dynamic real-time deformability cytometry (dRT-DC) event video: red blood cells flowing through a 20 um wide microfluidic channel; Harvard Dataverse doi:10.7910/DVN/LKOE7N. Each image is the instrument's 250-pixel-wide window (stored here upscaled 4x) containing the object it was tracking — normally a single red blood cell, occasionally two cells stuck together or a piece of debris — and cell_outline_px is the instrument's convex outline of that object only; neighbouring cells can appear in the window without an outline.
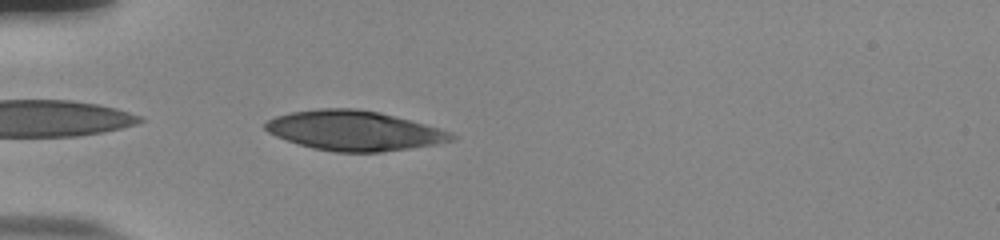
{"species": "human", "species_latin": "Homo sapiens", "temperature_condition": "room temperature", "stored_images_in_passage": 25, "camera_frame_rate_fps": 3000, "um_per_image_px": 0.085, "donor": {"sex": "male"}, "frame": {"image": 1, "passage_image": 1, "time_ms": 0.0, "image_size_px": [1000, 240], "cell_outline_px": [[456, 136], [452, 140], [436, 144], [380, 152], [332, 152], [312, 148], [276, 136], [268, 132], [264, 128], [264, 124], [268, 120], [276, 116], [292, 112], [320, 108], [356, 108], [380, 112], [424, 124], [452, 132]], "centroid_in_image_um": [30.09, 11.1], "position_along_channel_um": 54.9, "area_um2": 42.89}}
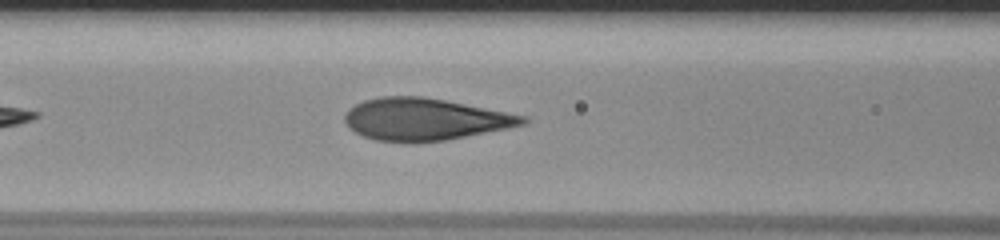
{"frame": {"image": 2, "passage_image": 8, "time_ms": 2.333, "image_size_px": [1000, 240], "cell_outline_px": [[532, 120], [524, 124], [508, 128], [444, 140], [412, 144], [408, 144], [376, 140], [364, 136], [348, 128], [344, 120], [344, 116], [348, 108], [364, 100], [380, 96], [424, 96], [528, 116]], "centroid_in_image_um": [36.09, 10.15], "position_along_channel_um": 130.5, "area_um2": 44.04}}